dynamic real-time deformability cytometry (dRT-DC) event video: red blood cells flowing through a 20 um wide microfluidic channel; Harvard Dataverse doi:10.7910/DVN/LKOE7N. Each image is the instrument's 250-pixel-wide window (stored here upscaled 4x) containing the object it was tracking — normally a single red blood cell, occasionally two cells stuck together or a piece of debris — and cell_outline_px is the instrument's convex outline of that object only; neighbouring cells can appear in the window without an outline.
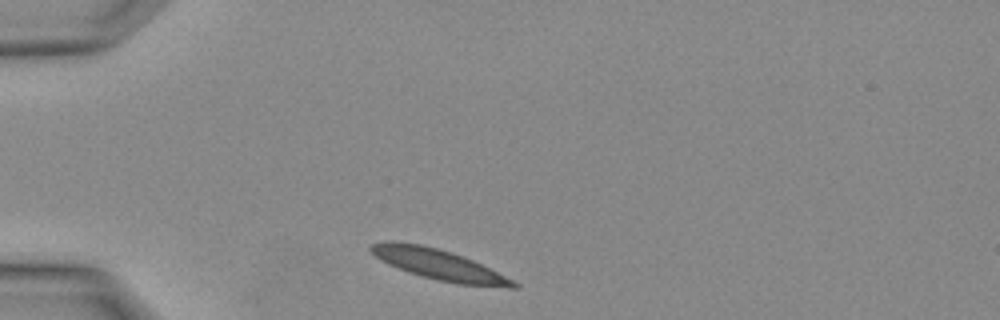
{"species": "Egyptian fruit bat (a non-hibernating species)", "species_latin": "Rousettus aegyptiacus", "temperature_condition": "warm", "stored_images_in_passage": 1, "camera_frame_rate_fps": 3000, "um_per_image_px": 0.085, "animal": {"sex": "female"}, "frame": {"image": 1, "passage_image": 1, "time_ms": 0.0, "image_size_px": [1000, 320], "cell_outline_px": [[520, 288], [508, 288], [456, 284], [436, 280], [420, 276], [408, 272], [388, 264], [380, 260], [368, 248], [372, 244], [388, 240], [392, 240], [420, 244], [452, 252], [472, 260], [520, 284]], "centroid_in_image_um": [37.28, 22.5], "position_along_channel_um": 47.7, "area_um2": 25.32}}